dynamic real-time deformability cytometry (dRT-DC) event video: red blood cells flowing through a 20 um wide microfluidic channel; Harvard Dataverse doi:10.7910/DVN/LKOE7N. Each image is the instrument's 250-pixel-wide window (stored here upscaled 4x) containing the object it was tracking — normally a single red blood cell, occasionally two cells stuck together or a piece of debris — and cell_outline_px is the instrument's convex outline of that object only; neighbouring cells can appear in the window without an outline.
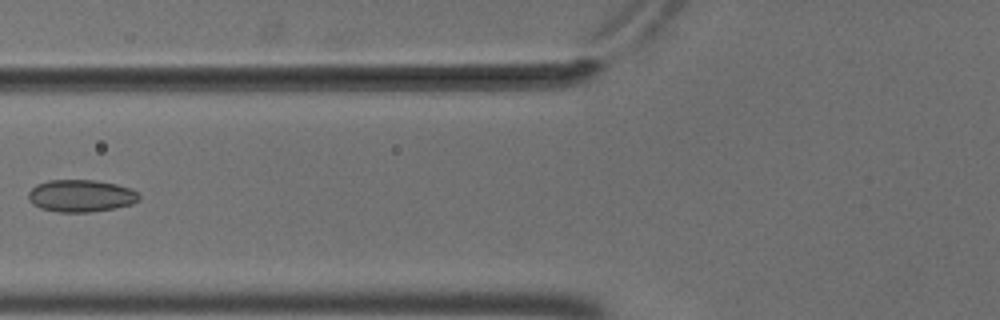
{"species": "common noctule bat (a hibernating species)", "species_latin": "Nyctalus noctula", "temperature_condition": "cold", "stored_images_in_passage": 8, "camera_frame_rate_fps": 3000, "um_per_image_px": 0.085, "animal": {"sex": "male", "body_mass_g": 18.8}, "frame": {"image": 1, "passage_image": 7, "time_ms": 2.0, "image_size_px": [1000, 320], "cell_outline_px": [[140, 200], [132, 204], [116, 208], [92, 212], [60, 212], [40, 208], [32, 204], [28, 200], [28, 192], [36, 184], [48, 180], [96, 180], [116, 184], [128, 188], [136, 192], [140, 196]], "centroid_in_image_um": [6.86, 16.65], "position_along_channel_um": 118.9, "area_um2": 20.92}}
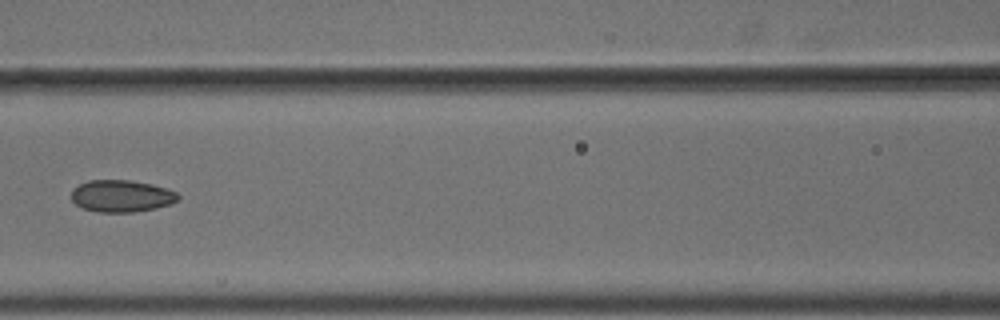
{"frame": {"image": 2, "passage_image": 8, "time_ms": 2.333, "image_size_px": [1000, 320], "cell_outline_px": [[180, 200], [172, 204], [156, 208], [132, 212], [96, 212], [80, 208], [72, 200], [72, 188], [88, 180], [128, 180], [152, 184], [168, 188], [176, 192], [180, 196]], "centroid_in_image_um": [10.35, 16.66], "position_along_channel_um": 156.3, "area_um2": 20.17}}